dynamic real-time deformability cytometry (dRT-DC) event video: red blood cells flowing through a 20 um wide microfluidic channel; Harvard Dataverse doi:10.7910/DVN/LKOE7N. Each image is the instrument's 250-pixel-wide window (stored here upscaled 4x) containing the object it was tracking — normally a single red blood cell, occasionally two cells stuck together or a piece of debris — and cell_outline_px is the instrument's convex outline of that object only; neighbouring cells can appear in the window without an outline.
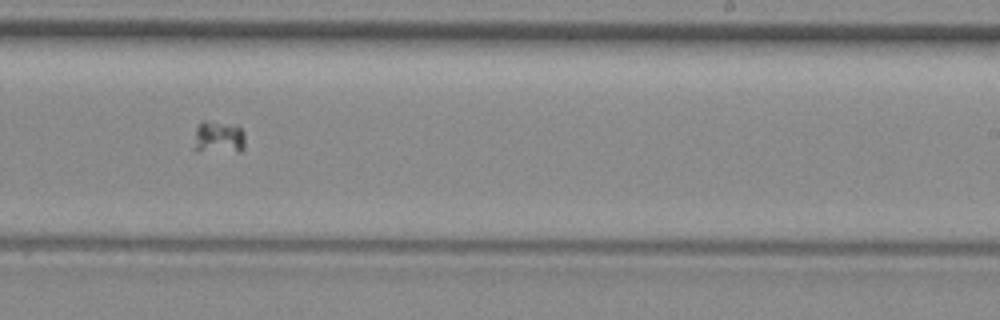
{"species": "common noctule bat (a hibernating species)", "species_latin": "Nyctalus noctula", "temperature_condition": "room temperature", "stored_images_in_passage": 41, "camera_frame_rate_fps": 3000, "um_per_image_px": 0.085, "animal": {"sex": "female", "body_mass_g": 29.2, "forearm_length_mm": 56.3}, "frame": {"image": 1, "passage_image": 21, "time_ms": 6.667, "image_size_px": [1000, 320], "cell_outline_px": [[244, 148], [240, 152], [196, 152], [192, 148], [196, 128], [200, 120], [204, 120], [236, 124], [244, 132]], "centroid_in_image_um": [18.54, 11.68], "position_along_channel_um": 270.5, "area_um2": 10.35}}